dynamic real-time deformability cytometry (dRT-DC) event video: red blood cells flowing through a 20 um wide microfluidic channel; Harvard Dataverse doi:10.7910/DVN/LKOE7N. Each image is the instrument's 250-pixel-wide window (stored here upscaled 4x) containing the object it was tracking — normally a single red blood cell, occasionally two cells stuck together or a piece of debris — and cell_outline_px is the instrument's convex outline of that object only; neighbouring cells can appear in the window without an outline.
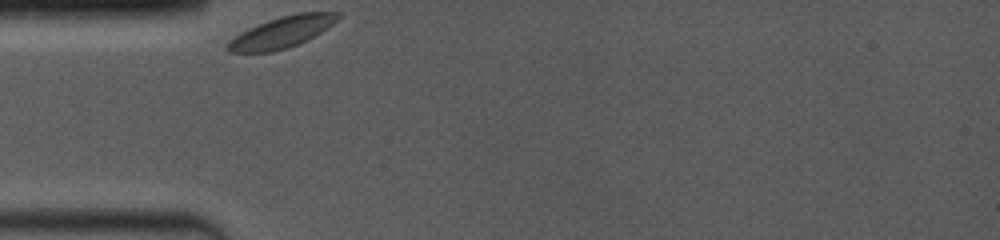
{"species": "common noctule bat (a hibernating species)", "species_latin": "Nyctalus noctula", "temperature_condition": "room temperature", "stored_images_in_passage": 2, "camera_frame_rate_fps": 4000, "um_per_image_px": 0.085, "animal": {"sex": "female", "body_mass_g": 19.0, "forearm_length_mm": 53.3}, "frame": {"image": 1, "passage_image": 1, "time_ms": 0.0, "image_size_px": [1000, 240], "cell_outline_px": [[340, 16], [332, 24], [320, 32], [288, 48], [272, 52], [228, 52], [228, 44], [240, 32], [248, 28], [268, 20], [280, 16], [296, 12], [340, 12]], "centroid_in_image_um": [23.96, 2.72], "position_along_channel_um": 61.0, "area_um2": 19.65}}